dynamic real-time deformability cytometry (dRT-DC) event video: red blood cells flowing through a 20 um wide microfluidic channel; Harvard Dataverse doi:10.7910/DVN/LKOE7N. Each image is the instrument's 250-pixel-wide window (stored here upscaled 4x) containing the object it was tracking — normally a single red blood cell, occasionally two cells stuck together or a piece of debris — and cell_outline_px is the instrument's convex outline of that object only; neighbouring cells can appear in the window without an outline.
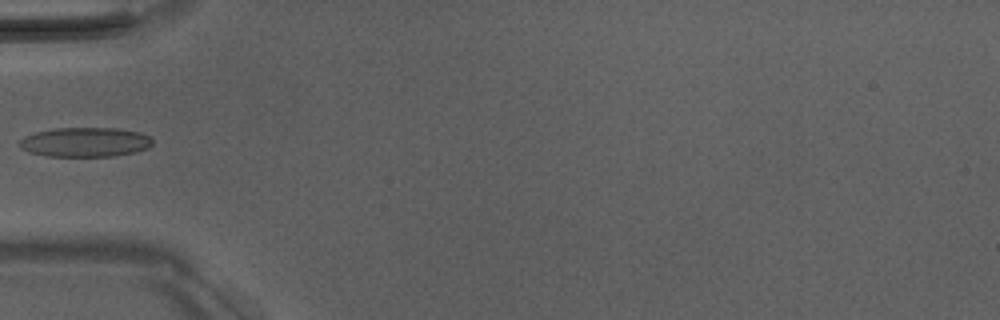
{"species": "Egyptian fruit bat (a non-hibernating species)", "species_latin": "Rousettus aegyptiacus", "temperature_condition": "room temperature", "stored_images_in_passage": 6, "camera_frame_rate_fps": 3000, "um_per_image_px": 0.085, "animal": {"sex": "male"}, "frame": {"image": 1, "passage_image": 5, "time_ms": 5.667, "image_size_px": [1000, 320], "cell_outline_px": [[152, 144], [148, 148], [136, 152], [112, 156], [44, 156], [28, 152], [20, 148], [16, 144], [24, 136], [36, 132], [52, 128], [116, 128], [140, 132], [148, 136], [152, 140]], "centroid_in_image_um": [7.19, 12.08], "position_along_channel_um": 77.8, "area_um2": 23.06}}